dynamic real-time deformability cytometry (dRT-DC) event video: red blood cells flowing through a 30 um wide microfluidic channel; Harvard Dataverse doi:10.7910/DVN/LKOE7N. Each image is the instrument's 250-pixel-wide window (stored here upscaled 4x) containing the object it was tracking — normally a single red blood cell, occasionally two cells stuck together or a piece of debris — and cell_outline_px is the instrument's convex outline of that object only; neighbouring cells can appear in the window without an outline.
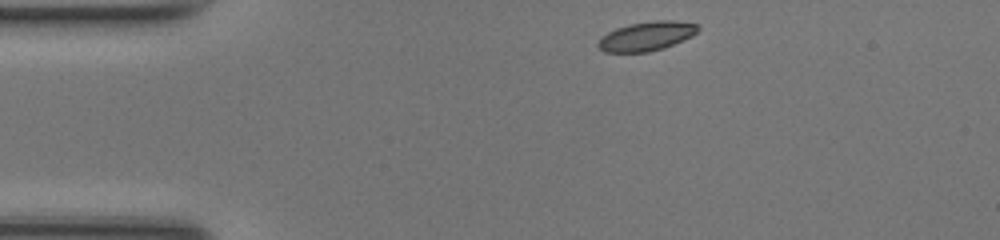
{"species": "common noctule bat (a hibernating species)", "species_latin": "Nyctalus noctula", "temperature_condition": "room temperature", "stored_images_in_passage": 41, "camera_frame_rate_fps": 3000, "um_per_image_px": 0.085, "animal": {"sex": "female", "body_mass_g": 17.0, "forearm_length_mm": 48.0}, "frame": {"image": 1, "passage_image": 1, "time_ms": 0.0, "image_size_px": [1000, 240], "cell_outline_px": [[700, 28], [692, 36], [664, 48], [648, 52], [604, 52], [596, 44], [608, 32], [616, 28], [628, 24], [656, 20], [672, 20], [696, 24]], "centroid_in_image_um": [54.96, 3.07], "position_along_channel_um": 30.0, "area_um2": 16.82}}
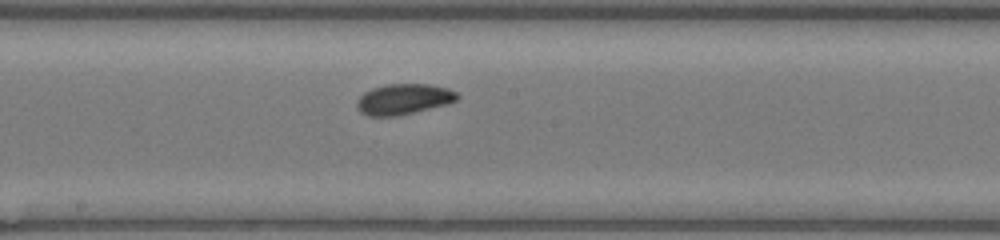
{"frame": {"image": 2, "passage_image": 18, "time_ms": 5.667, "image_size_px": [1000, 240], "cell_outline_px": [[460, 96], [456, 100], [448, 104], [396, 116], [368, 116], [360, 112], [356, 108], [356, 100], [364, 92], [372, 88], [384, 84], [428, 84], [448, 88], [456, 92]], "centroid_in_image_um": [34.28, 8.42], "position_along_channel_um": 213.9, "area_um2": 18.03}}
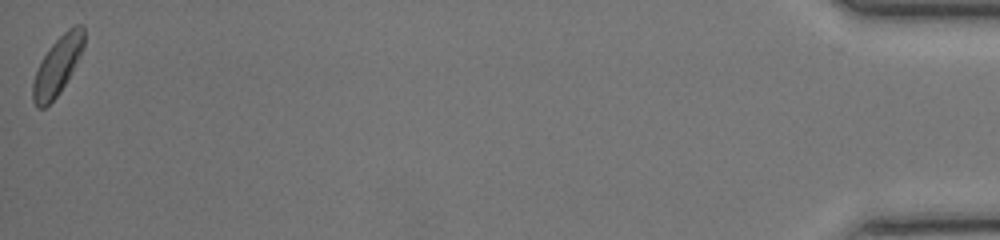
{"frame": {"image": 3, "passage_image": 41, "time_ms": 13.333, "image_size_px": [1000, 240], "cell_outline_px": [[84, 48], [80, 56], [60, 92], [44, 108], [36, 108], [32, 100], [32, 84], [40, 60], [48, 48], [68, 28], [76, 24], [84, 24]], "centroid_in_image_um": [4.88, 5.57], "position_along_channel_um": 430.3, "area_um2": 17.34}, "authors_computed_cell_mechanics": {"area_um2": 17.1666, "velocity_mm_per_s": 4.1978, "shape_relaxation_time_tau1_ms": 2.3455, "shape_relaxation_time_tau2_ms": 1.429, "deformation_change_tau1": 0.0843, "deformation_change_tau2": 0.0543}}